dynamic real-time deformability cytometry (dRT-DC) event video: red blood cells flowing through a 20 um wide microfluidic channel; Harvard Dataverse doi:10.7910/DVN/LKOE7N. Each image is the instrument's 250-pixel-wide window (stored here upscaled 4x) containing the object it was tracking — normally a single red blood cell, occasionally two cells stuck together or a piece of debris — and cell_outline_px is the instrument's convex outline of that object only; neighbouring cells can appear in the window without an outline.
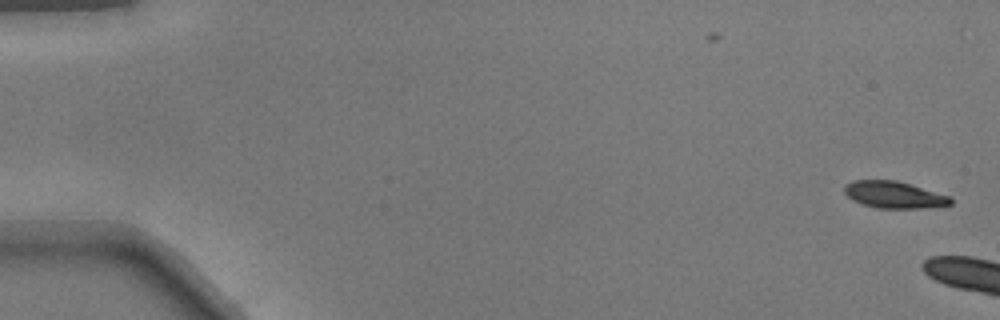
{"species": "common noctule bat (a hibernating species)", "species_latin": "Nyctalus noctula", "temperature_condition": "warm", "stored_images_in_passage": 7, "camera_frame_rate_fps": 3000, "um_per_image_px": 0.085, "animal": {"sex": "male", "body_mass_g": 17.9}, "frame": {"image": 1, "passage_image": 1, "time_ms": 0.0, "image_size_px": [1000, 320], "cell_outline_px": [[952, 204], [916, 208], [876, 208], [852, 200], [844, 192], [844, 184], [852, 180], [896, 180], [952, 196]], "centroid_in_image_um": [75.98, 16.54], "position_along_channel_um": 9.0, "area_um2": 16.59}}